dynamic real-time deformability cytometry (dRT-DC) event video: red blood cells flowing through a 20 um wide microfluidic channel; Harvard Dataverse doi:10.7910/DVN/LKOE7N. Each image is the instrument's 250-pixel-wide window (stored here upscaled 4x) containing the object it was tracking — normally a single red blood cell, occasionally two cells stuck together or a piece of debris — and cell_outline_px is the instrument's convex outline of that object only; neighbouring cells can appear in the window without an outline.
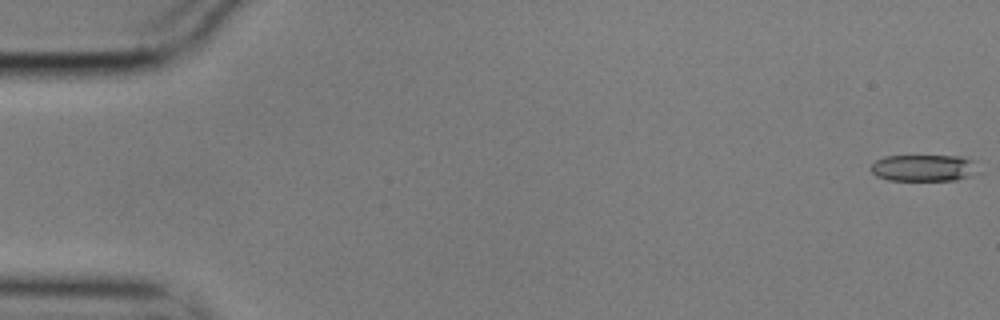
{"species": "common noctule bat (a hibernating species)", "species_latin": "Nyctalus noctula", "temperature_condition": "cold", "stored_images_in_passage": 57, "camera_frame_rate_fps": 3000, "um_per_image_px": 0.085, "animal": {"sex": "male", "body_mass_g": 17.9}, "frame": {"image": 1, "passage_image": 1, "time_ms": 0.0, "image_size_px": [1000, 320], "cell_outline_px": [[984, 172], [956, 180], [888, 180], [876, 176], [868, 168], [876, 160], [884, 156], [960, 156], [976, 160]], "centroid_in_image_um": [78.62, 14.27], "position_along_channel_um": 6.4, "area_um2": 17.28}}
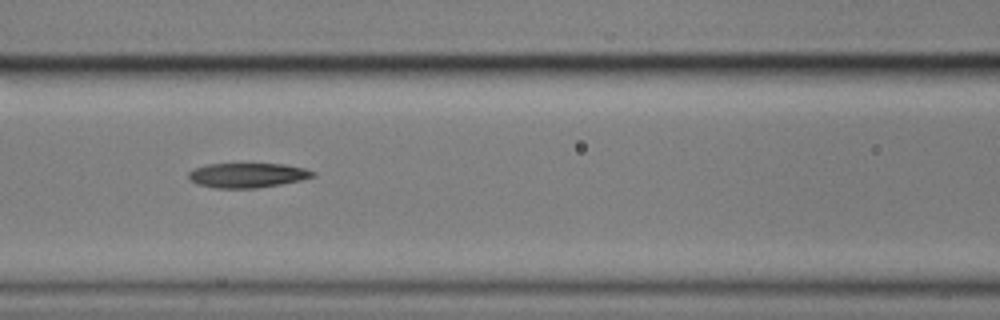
{"frame": {"image": 2, "passage_image": 25, "time_ms": 8.0, "image_size_px": [1000, 320], "cell_outline_px": [[316, 176], [300, 180], [280, 184], [256, 188], [216, 188], [196, 184], [188, 176], [188, 172], [196, 168], [208, 164], [284, 164], [304, 168], [316, 172]], "centroid_in_image_um": [21.05, 14.9], "position_along_channel_um": 145.6, "area_um2": 17.74}}
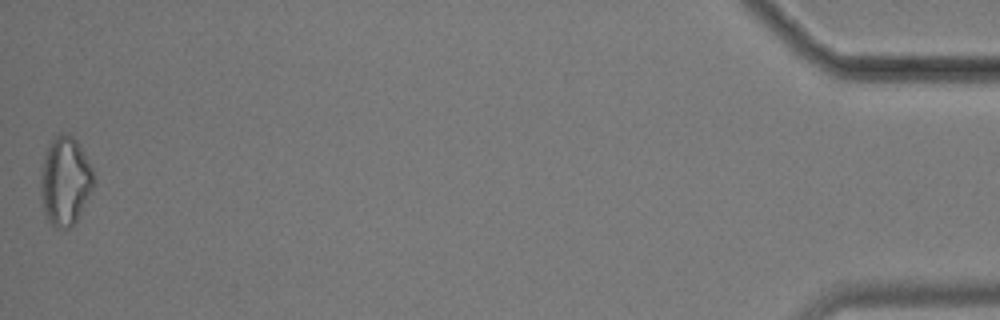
{"frame": {"image": 3, "passage_image": 57, "time_ms": 18.667, "image_size_px": [1000, 320], "cell_outline_px": [[96, 184], [76, 220], [68, 228], [60, 228], [52, 224], [44, 216], [40, 192], [40, 184], [44, 156], [48, 144], [60, 132], [68, 132], [80, 144], [92, 168]], "centroid_in_image_um": [5.54, 15.36], "position_along_channel_um": 429.7, "area_um2": 27.57}}